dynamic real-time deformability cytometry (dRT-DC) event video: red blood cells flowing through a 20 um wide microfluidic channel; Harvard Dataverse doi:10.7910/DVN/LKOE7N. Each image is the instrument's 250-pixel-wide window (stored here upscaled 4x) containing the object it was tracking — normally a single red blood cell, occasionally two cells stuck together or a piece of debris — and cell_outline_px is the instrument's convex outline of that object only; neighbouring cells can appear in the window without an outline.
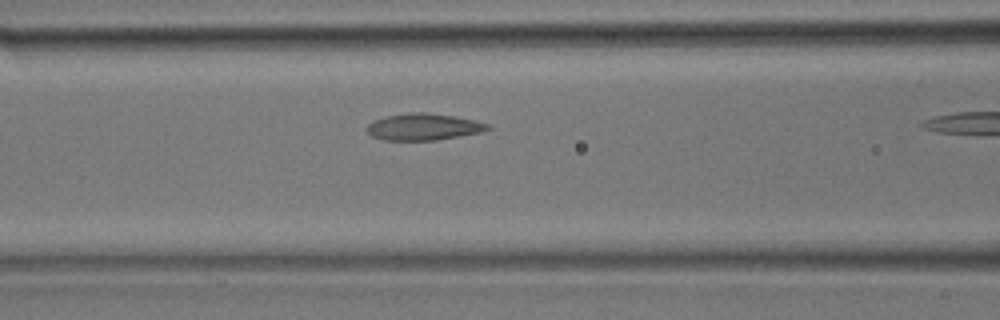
{"species": "common noctule bat (a hibernating species)", "species_latin": "Nyctalus noctula", "temperature_condition": "room temperature", "stored_images_in_passage": 12, "camera_frame_rate_fps": 3000, "um_per_image_px": 0.085, "animal": {"sex": "male", "body_mass_g": 17.9}, "frame": {"image": 1, "passage_image": 9, "time_ms": 2.667, "image_size_px": [1000, 320], "cell_outline_px": [[492, 128], [480, 132], [436, 140], [384, 140], [372, 136], [368, 132], [368, 124], [372, 120], [384, 116], [412, 112], [424, 112], [452, 116], [476, 120], [488, 124]], "centroid_in_image_um": [35.98, 10.77], "position_along_channel_um": 130.6, "area_um2": 18.67}}